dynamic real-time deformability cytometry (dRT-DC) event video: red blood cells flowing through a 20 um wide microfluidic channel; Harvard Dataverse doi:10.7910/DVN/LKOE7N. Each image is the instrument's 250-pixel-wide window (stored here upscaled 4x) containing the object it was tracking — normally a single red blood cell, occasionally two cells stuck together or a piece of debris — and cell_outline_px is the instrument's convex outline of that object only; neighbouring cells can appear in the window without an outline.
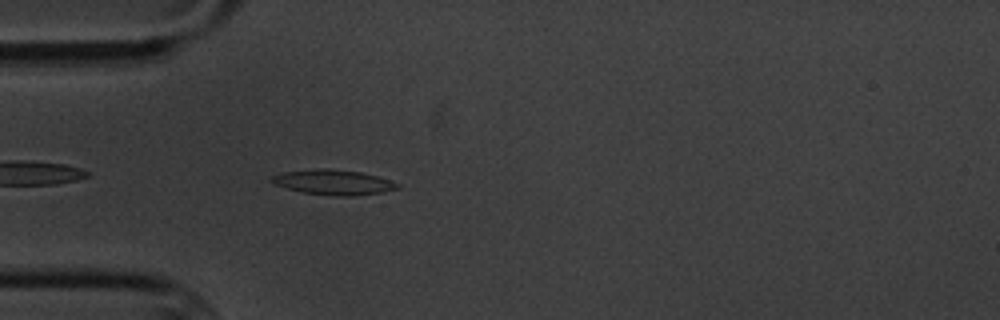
{"species": "common noctule bat (a hibernating species)", "species_latin": "Nyctalus noctula", "temperature_condition": "cold", "stored_images_in_passage": 2, "camera_frame_rate_fps": 3000, "um_per_image_px": 0.085, "animal": {"sex": "male", "body_mass_g": 20.1, "forearm_length_mm": 53.5}, "frame": {"image": 1, "passage_image": 2, "time_ms": 1.0, "image_size_px": [1000, 320], "cell_outline_px": [[400, 188], [380, 192], [352, 196], [340, 196], [304, 192], [288, 188], [276, 184], [268, 180], [272, 176], [284, 172], [320, 168], [328, 168], [360, 172], [376, 176], [400, 184]], "centroid_in_image_um": [28.34, 15.48], "position_along_channel_um": 56.7, "area_um2": 17.98}}